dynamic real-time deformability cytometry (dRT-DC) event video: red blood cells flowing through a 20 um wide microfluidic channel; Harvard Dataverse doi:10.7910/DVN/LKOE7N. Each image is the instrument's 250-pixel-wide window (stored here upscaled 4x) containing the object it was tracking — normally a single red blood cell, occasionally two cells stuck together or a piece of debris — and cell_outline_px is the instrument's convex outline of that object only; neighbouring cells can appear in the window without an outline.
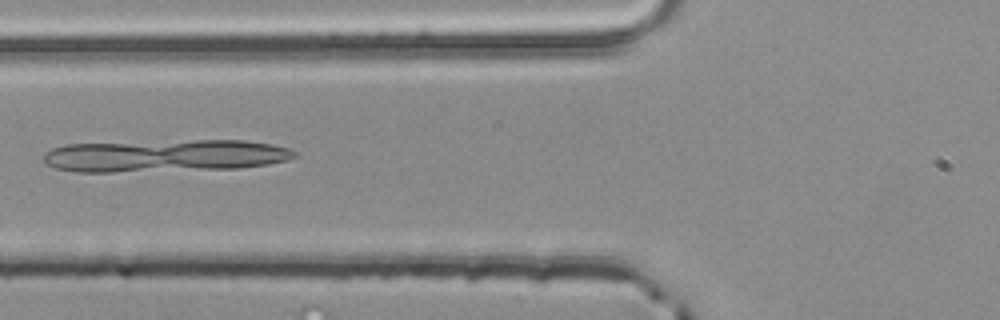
{"species": "common noctule bat (a hibernating species)", "species_latin": "Nyctalus noctula", "temperature_condition": "room temperature", "stored_images_in_passage": 42, "camera_frame_rate_fps": 3000, "um_per_image_px": 0.085, "animal": {"sex": "male", "body_mass_g": 20.4}, "frame": {"image": 1, "passage_image": 10, "time_ms": 3.0, "image_size_px": [1000, 320], "cell_outline_px": [[296, 156], [288, 160], [268, 164], [236, 168], [112, 172], [76, 172], [56, 168], [44, 164], [44, 156], [52, 148], [68, 144], [196, 140], [244, 140], [272, 144], [288, 148], [296, 152]], "centroid_in_image_um": [14.02, 13.23], "position_along_channel_um": 111.8, "area_um2": 47.11}}
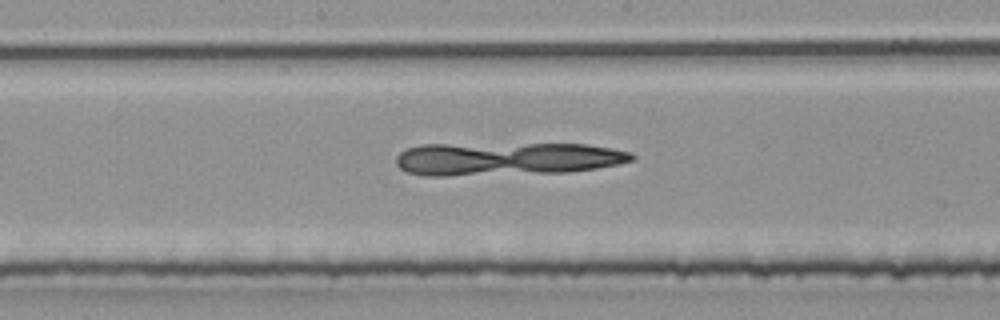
{"frame": {"image": 2, "passage_image": 17, "time_ms": 5.333, "image_size_px": [1000, 320], "cell_outline_px": [[636, 156], [632, 160], [616, 164], [596, 168], [568, 172], [444, 176], [424, 176], [408, 172], [400, 168], [396, 164], [396, 156], [404, 148], [420, 144], [584, 144], [612, 148], [632, 152]], "centroid_in_image_um": [43.01, 13.49], "position_along_channel_um": 205.2, "area_um2": 45.78}}
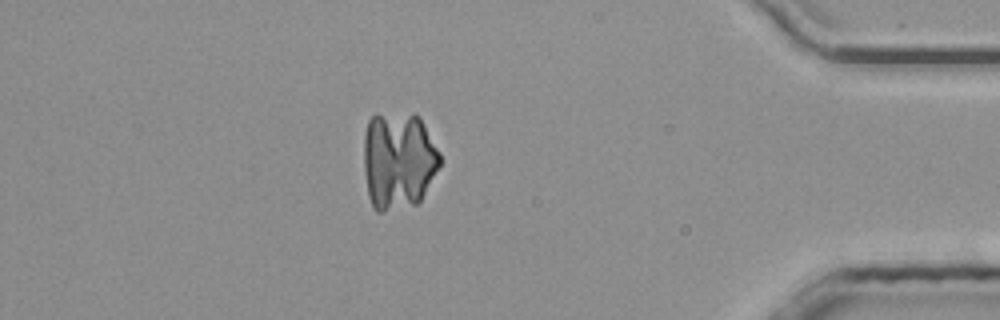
{"frame": {"image": 3, "passage_image": 35, "time_ms": 11.333, "image_size_px": [1000, 320], "cell_outline_px": [[440, 164], [420, 200], [416, 204], [384, 212], [376, 212], [372, 208], [368, 196], [364, 172], [364, 136], [368, 120], [376, 112], [416, 112], [420, 116], [440, 152]], "centroid_in_image_um": [33.84, 13.59], "position_along_channel_um": 401.4, "area_um2": 44.27}}